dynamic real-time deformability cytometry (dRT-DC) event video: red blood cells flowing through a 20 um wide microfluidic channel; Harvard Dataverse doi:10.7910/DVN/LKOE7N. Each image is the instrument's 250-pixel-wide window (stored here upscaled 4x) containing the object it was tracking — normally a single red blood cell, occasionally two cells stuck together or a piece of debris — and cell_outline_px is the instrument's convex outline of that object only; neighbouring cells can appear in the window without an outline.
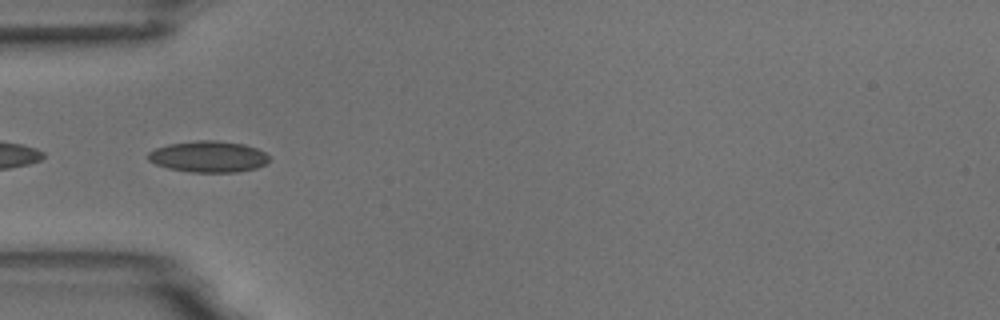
{"species": "common noctule bat (a hibernating species)", "species_latin": "Nyctalus noctula", "temperature_condition": "room temperature", "stored_images_in_passage": 5, "camera_frame_rate_fps": 3000, "um_per_image_px": 0.085, "animal": {"sex": "male", "body_mass_g": 18.8}, "frame": {"image": 1, "passage_image": 5, "time_ms": 4.667, "image_size_px": [1000, 320], "cell_outline_px": [[268, 164], [256, 168], [236, 172], [188, 172], [168, 168], [156, 164], [148, 160], [148, 152], [156, 148], [168, 144], [200, 140], [216, 140], [244, 144], [256, 148], [264, 152], [268, 156]], "centroid_in_image_um": [17.72, 13.31], "position_along_channel_um": 67.3, "area_um2": 22.08}}